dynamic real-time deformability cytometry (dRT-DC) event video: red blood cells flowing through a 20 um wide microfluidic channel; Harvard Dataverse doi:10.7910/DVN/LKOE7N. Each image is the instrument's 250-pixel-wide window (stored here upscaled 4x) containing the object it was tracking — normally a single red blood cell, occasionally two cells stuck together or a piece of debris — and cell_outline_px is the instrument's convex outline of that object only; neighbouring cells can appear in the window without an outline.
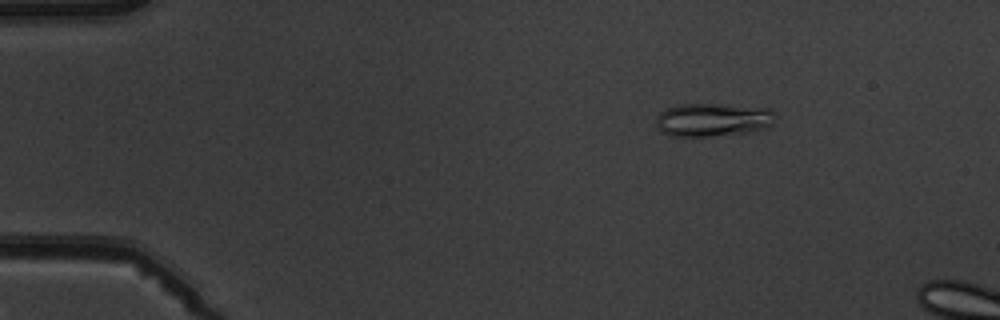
{"species": "common noctule bat (a hibernating species)", "species_latin": "Nyctalus noctula", "temperature_condition": "warm", "stored_images_in_passage": 5, "camera_frame_rate_fps": 3000, "um_per_image_px": 0.085, "animal": {"sex": "male", "body_mass_g": 19.5, "forearm_length_mm": 54.6}, "frame": {"image": 1, "passage_image": 5, "time_ms": 4.667, "image_size_px": [1000, 320], "cell_outline_px": [[772, 124], [768, 128], [752, 132], [704, 136], [672, 136], [660, 132], [656, 124], [656, 116], [660, 112], [676, 104], [720, 104], [772, 108]], "centroid_in_image_um": [60.57, 10.17], "position_along_channel_um": 24.4, "area_um2": 23.24}}